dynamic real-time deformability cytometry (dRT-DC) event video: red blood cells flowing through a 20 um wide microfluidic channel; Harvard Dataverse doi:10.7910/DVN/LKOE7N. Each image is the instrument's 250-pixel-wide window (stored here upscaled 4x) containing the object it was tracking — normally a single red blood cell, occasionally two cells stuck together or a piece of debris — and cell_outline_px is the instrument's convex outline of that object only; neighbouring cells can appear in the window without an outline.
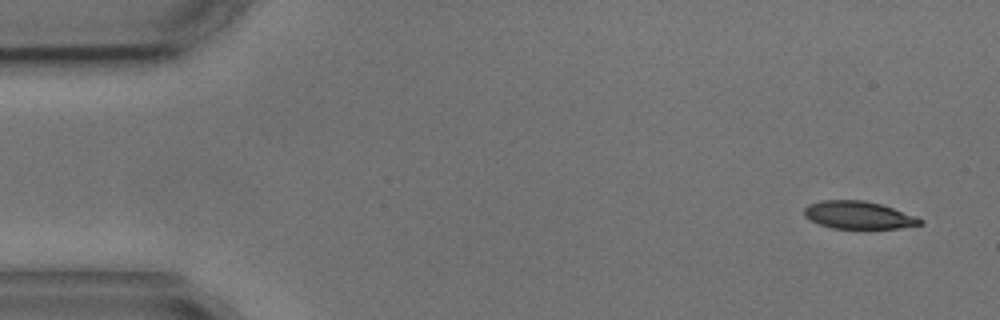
{"species": "common noctule bat (a hibernating species)", "species_latin": "Nyctalus noctula", "temperature_condition": "cold", "stored_images_in_passage": 4, "camera_frame_rate_fps": 3000, "um_per_image_px": 0.085, "animal": {"sex": "male", "body_mass_g": 17.9, "forearm_length_mm": 54.2}, "frame": {"image": 1, "passage_image": 1, "time_ms": 0.0, "image_size_px": [1000, 320], "cell_outline_px": [[924, 224], [900, 228], [832, 228], [808, 220], [804, 216], [804, 208], [808, 204], [824, 200], [864, 200], [880, 204], [916, 216], [924, 220]], "centroid_in_image_um": [72.96, 18.28], "position_along_channel_um": 12.0, "area_um2": 18.67}}
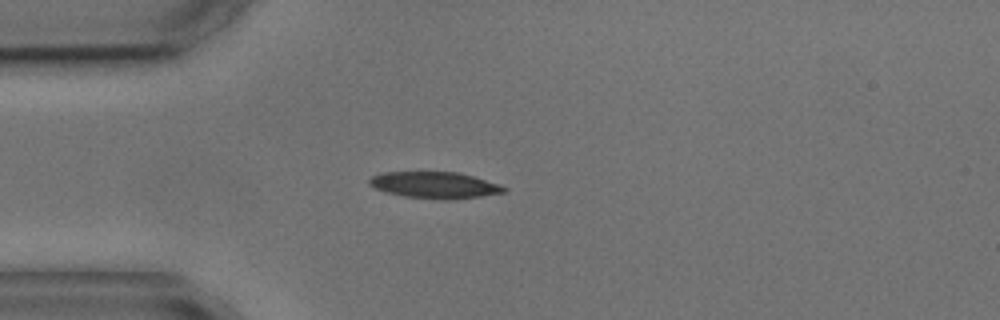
{"frame": {"image": 2, "passage_image": 4, "time_ms": 3.667, "image_size_px": [1000, 320], "cell_outline_px": [[508, 188], [504, 192], [480, 196], [444, 200], [404, 196], [388, 192], [376, 188], [368, 184], [368, 180], [372, 176], [384, 172], [456, 172], [472, 176], [500, 184]], "centroid_in_image_um": [36.95, 15.73], "position_along_channel_um": 48.1, "area_um2": 20.52}}